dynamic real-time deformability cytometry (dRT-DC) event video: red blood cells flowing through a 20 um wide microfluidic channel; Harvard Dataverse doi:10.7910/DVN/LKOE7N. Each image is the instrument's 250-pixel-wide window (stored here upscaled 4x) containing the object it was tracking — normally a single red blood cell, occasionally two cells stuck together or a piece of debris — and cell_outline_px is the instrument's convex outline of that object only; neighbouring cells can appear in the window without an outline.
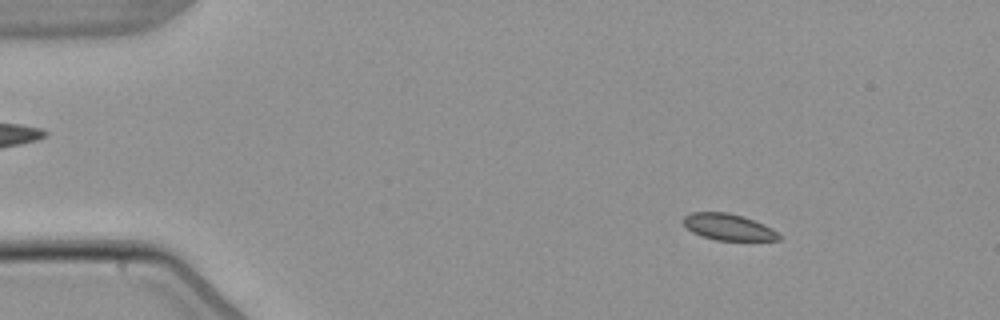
{"species": "common noctule bat (a hibernating species)", "species_latin": "Nyctalus noctula", "temperature_condition": "warm", "stored_images_in_passage": 4, "camera_frame_rate_fps": 3000, "um_per_image_px": 0.085, "animal": {"sex": "male", "body_mass_g": 21.5, "forearm_length_mm": 52.0}, "frame": {"image": 1, "passage_image": 2, "time_ms": 1.0, "image_size_px": [1000, 320], "cell_outline_px": [[780, 240], [716, 240], [692, 232], [680, 220], [684, 216], [692, 212], [728, 212], [744, 216], [764, 224], [772, 228], [780, 236]], "centroid_in_image_um": [61.89, 19.28], "position_along_channel_um": 23.1, "area_um2": 14.68}}
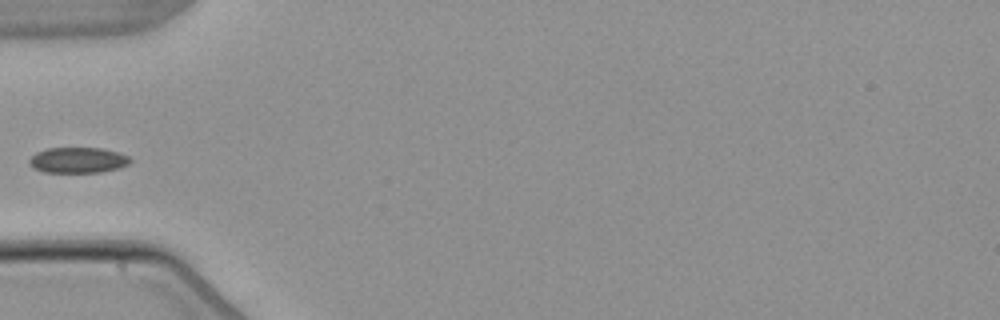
{"frame": {"image": 2, "passage_image": 4, "time_ms": 4.667, "image_size_px": [1000, 320], "cell_outline_px": [[132, 160], [128, 164], [120, 168], [100, 172], [44, 172], [28, 164], [28, 160], [36, 152], [48, 148], [100, 148], [116, 152], [128, 156]], "centroid_in_image_um": [6.62, 13.61], "position_along_channel_um": 78.4, "area_um2": 14.97}}